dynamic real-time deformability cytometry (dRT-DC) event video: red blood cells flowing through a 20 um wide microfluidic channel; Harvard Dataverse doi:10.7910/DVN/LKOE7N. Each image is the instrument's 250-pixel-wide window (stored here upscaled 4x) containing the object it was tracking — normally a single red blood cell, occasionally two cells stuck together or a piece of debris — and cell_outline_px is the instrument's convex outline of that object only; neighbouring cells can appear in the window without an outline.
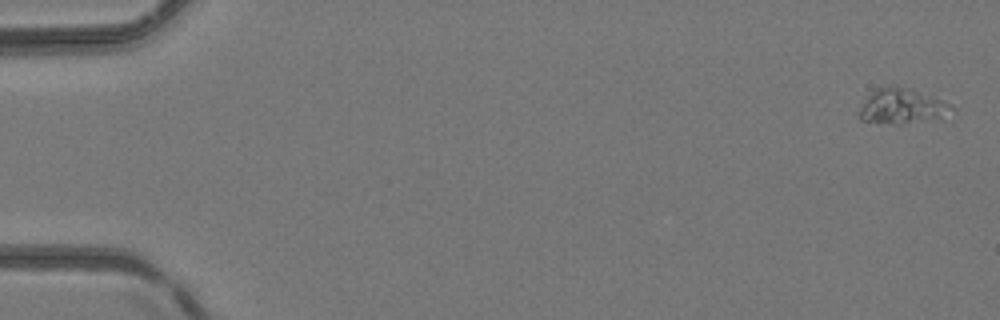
{"species": "common noctule bat (a hibernating species)", "species_latin": "Nyctalus noctula", "temperature_condition": "room temperature", "stored_images_in_passage": 5, "camera_frame_rate_fps": 3000, "um_per_image_px": 0.085, "animal": {"sex": "female", "body_mass_g": 24.6, "forearm_length_mm": 56.2}, "frame": {"image": 1, "passage_image": 1, "time_ms": 0.0, "image_size_px": [1000, 320], "cell_outline_px": [[956, 108], [940, 116], [900, 124], [876, 124], [860, 120], [860, 108], [868, 96], [876, 88], [892, 84], [912, 88], [944, 100], [952, 104]], "centroid_in_image_um": [76.63, 9.0], "position_along_channel_um": 8.4, "area_um2": 18.96}}
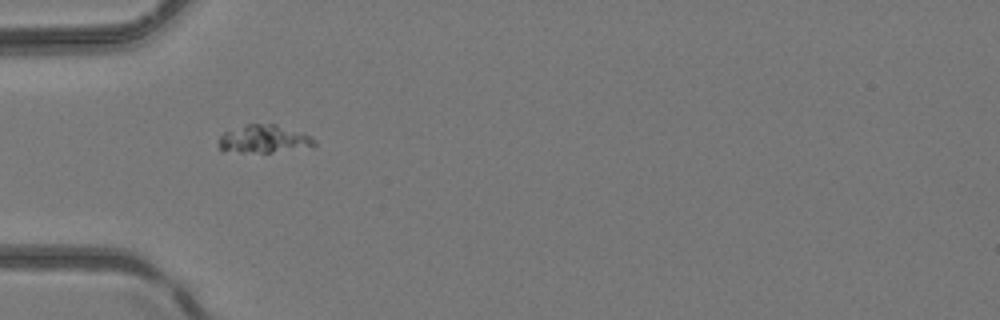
{"frame": {"image": 2, "passage_image": 5, "time_ms": 1.333, "image_size_px": [1000, 320], "cell_outline_px": [[316, 144], [312, 148], [272, 152], [220, 152], [216, 144], [220, 136], [224, 132], [248, 124], [276, 124], [304, 132], [312, 136], [316, 140]], "centroid_in_image_um": [22.45, 11.83], "position_along_channel_um": 62.5, "area_um2": 16.13}}